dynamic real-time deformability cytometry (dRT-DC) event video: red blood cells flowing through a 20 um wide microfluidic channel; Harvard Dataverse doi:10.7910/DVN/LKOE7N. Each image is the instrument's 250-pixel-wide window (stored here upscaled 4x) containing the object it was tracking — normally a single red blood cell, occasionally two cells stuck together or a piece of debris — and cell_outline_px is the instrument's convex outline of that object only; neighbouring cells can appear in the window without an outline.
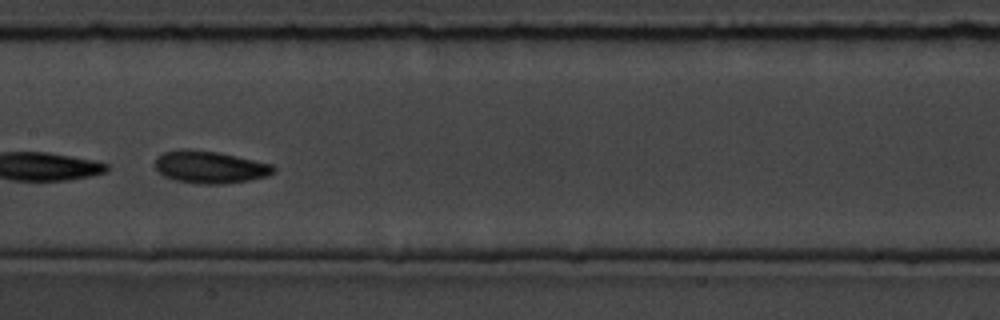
{"species": "common noctule bat (a hibernating species)", "species_latin": "Nyctalus noctula", "temperature_condition": "room temperature", "stored_images_in_passage": 33, "camera_frame_rate_fps": 3000, "um_per_image_px": 0.085, "animal": {"sex": "male", "body_mass_g": 19.5, "forearm_length_mm": 54.6}, "frame": {"image": 1, "passage_image": 27, "time_ms": 8.667, "image_size_px": [1000, 320], "cell_outline_px": [[276, 168], [268, 176], [248, 180], [224, 184], [200, 184], [176, 180], [164, 176], [156, 168], [156, 156], [164, 152], [180, 148], [188, 148], [216, 152], [236, 156], [272, 164]], "centroid_in_image_um": [17.82, 14.19], "position_along_channel_um": 189.6, "area_um2": 22.25}}